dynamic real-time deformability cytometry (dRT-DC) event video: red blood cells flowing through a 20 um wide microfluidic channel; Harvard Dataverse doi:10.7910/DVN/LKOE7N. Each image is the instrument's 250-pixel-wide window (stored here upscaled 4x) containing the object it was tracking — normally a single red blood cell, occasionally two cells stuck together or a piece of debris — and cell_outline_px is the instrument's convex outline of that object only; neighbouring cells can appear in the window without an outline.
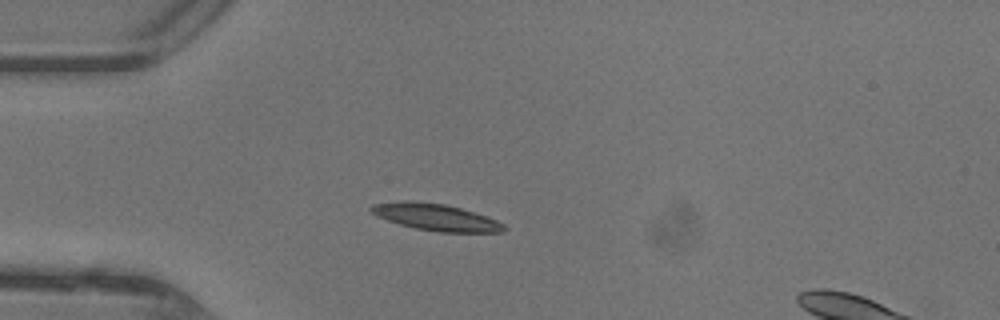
{"species": "common noctule bat (a hibernating species)", "species_latin": "Nyctalus noctula", "temperature_condition": "warm", "stored_images_in_passage": 12, "camera_frame_rate_fps": 3000, "um_per_image_px": 0.085, "animal": {"sex": "female"}, "frame": {"image": 1, "passage_image": 7, "time_ms": 2.0, "image_size_px": [1000, 320], "cell_outline_px": [[508, 228], [504, 232], [440, 232], [416, 228], [400, 224], [376, 216], [368, 208], [372, 204], [404, 200], [408, 200], [444, 204], [460, 208], [496, 220], [504, 224]], "centroid_in_image_um": [37.03, 18.46], "position_along_channel_um": 48.0, "area_um2": 20.52}}
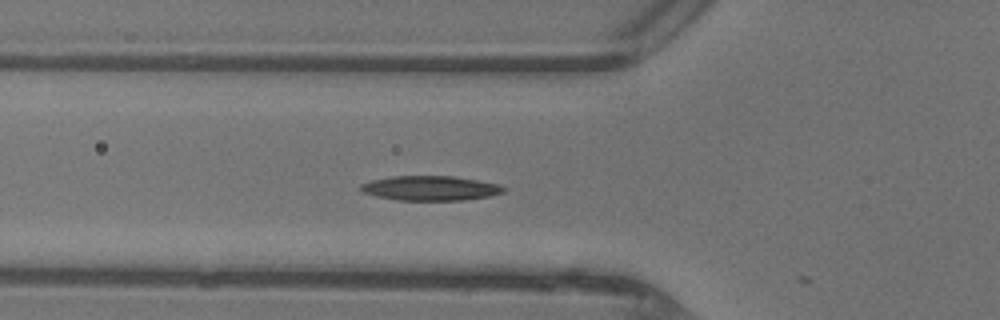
{"frame": {"image": 2, "passage_image": 11, "time_ms": 3.333, "image_size_px": [1000, 320], "cell_outline_px": [[508, 188], [504, 192], [492, 196], [464, 200], [396, 200], [376, 196], [360, 192], [360, 184], [372, 180], [392, 176], [452, 176], [500, 184]], "centroid_in_image_um": [36.6, 16.0], "position_along_channel_um": 89.2, "area_um2": 20.69}}